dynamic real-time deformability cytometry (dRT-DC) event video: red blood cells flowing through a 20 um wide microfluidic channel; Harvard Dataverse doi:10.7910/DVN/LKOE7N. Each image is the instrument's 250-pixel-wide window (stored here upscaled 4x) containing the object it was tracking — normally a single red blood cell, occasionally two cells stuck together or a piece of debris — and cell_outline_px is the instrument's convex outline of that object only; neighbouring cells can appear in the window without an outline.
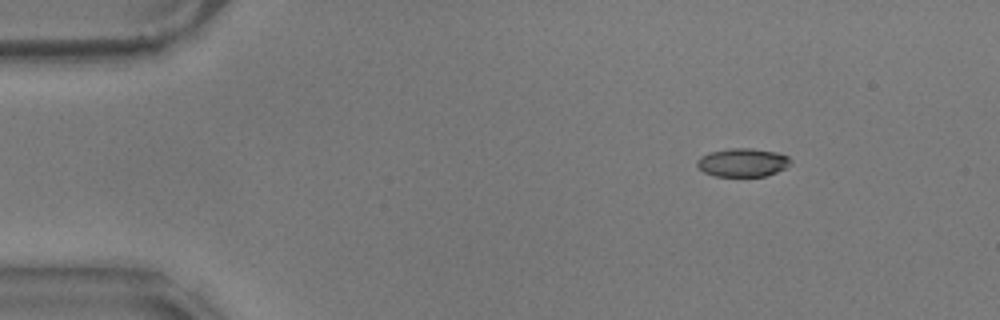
{"species": "common noctule bat (a hibernating species)", "species_latin": "Nyctalus noctula", "temperature_condition": "warm", "stored_images_in_passage": 52, "camera_frame_rate_fps": 3000, "um_per_image_px": 0.085, "animal": {"sex": "male", "body_mass_g": 17.9}, "frame": {"image": 1, "passage_image": 2, "time_ms": 0.333, "image_size_px": [1000, 320], "cell_outline_px": [[792, 160], [784, 168], [776, 172], [764, 176], [716, 176], [704, 172], [696, 164], [696, 160], [700, 156], [708, 152], [728, 148], [752, 148], [776, 152], [788, 156]], "centroid_in_image_um": [63.09, 13.8], "position_along_channel_um": 21.9, "area_um2": 15.49}}
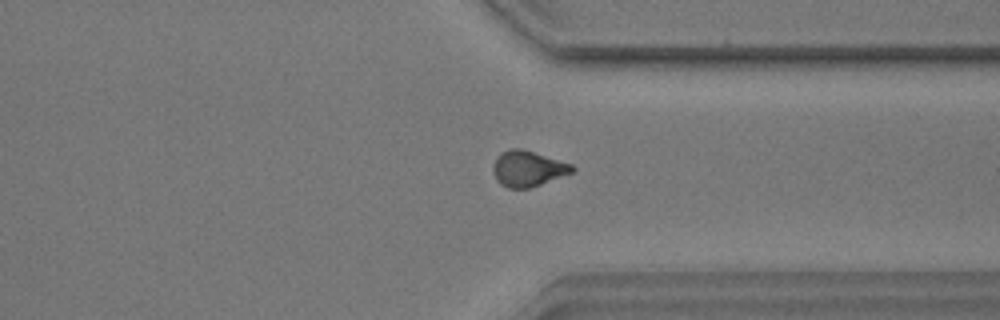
{"frame": {"image": 2, "passage_image": 38, "time_ms": 12.333, "image_size_px": [1000, 320], "cell_outline_px": [[576, 168], [572, 172], [540, 184], [528, 188], [508, 188], [500, 184], [496, 180], [492, 168], [500, 152], [512, 148], [520, 148], [572, 164]], "centroid_in_image_um": [44.84, 14.33], "position_along_channel_um": 366.6, "area_um2": 16.18}}
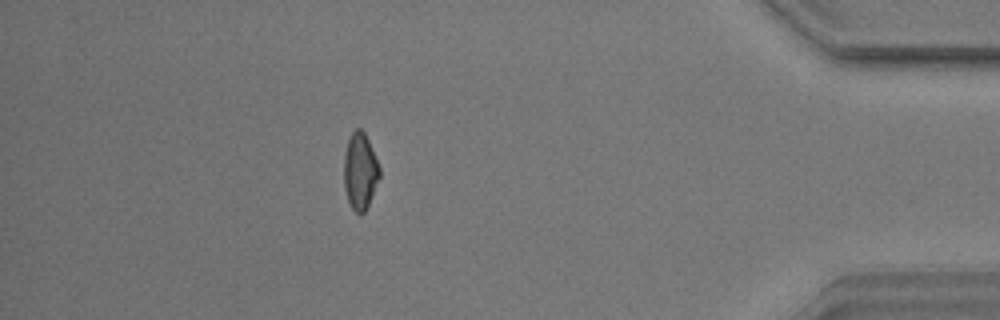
{"frame": {"image": 3, "passage_image": 45, "time_ms": 14.667, "image_size_px": [1000, 320], "cell_outline_px": [[380, 176], [368, 204], [364, 212], [360, 216], [352, 208], [348, 200], [344, 188], [344, 152], [348, 136], [356, 128], [360, 128], [364, 132], [368, 140], [380, 168]], "centroid_in_image_um": [30.58, 14.53], "position_along_channel_um": 404.6, "area_um2": 15.9}, "authors_computed_cell_mechanics": {"area_um2": 16.184, "velocity_mm_per_s": 3.5427, "shape_relaxation_time_tau1_ms": 5.0884, "shape_relaxation_time_tau2_ms": 3.4292, "deformation_change_tau1": 0.1315, "deformation_change_tau2": 0.082}}